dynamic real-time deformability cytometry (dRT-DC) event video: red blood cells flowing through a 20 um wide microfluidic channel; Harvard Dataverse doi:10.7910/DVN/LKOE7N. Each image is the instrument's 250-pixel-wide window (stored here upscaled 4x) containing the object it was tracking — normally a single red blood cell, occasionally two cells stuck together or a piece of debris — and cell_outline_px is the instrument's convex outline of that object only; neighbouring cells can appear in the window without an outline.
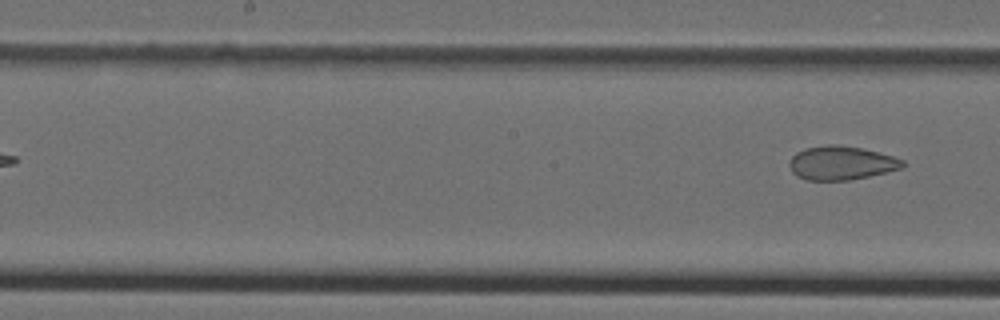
{"species": "Egyptian fruit bat (a non-hibernating species)", "species_latin": "Rousettus aegyptiacus", "temperature_condition": "cold", "stored_images_in_passage": 9, "segment_of_instrument_passage": [2, 2], "camera_frame_rate_fps": 3000, "um_per_image_px": 0.085, "animal": {"sex": "female"}, "frame": {"image": 1, "passage_image": 9, "time_ms": 9.667, "image_size_px": [1000, 320], "cell_outline_px": [[904, 168], [868, 176], [848, 180], [804, 180], [796, 176], [792, 172], [788, 164], [792, 156], [796, 152], [808, 148], [828, 144], [832, 144], [860, 148], [892, 156], [904, 160]], "centroid_in_image_um": [71.48, 13.86], "position_along_channel_um": 176.7, "area_um2": 22.14}}